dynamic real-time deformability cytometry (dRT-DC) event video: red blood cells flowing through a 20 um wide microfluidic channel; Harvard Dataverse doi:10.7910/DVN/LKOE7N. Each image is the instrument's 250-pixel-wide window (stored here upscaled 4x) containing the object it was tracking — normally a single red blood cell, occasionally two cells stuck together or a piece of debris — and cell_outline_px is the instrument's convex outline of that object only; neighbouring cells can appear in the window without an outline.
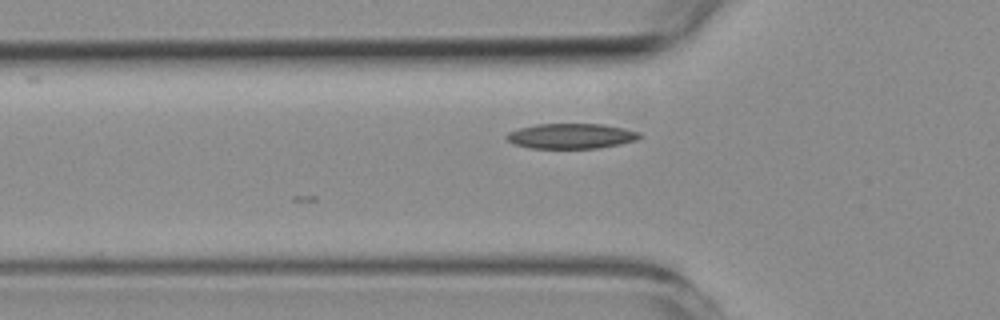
{"species": "common noctule bat (a hibernating species)", "species_latin": "Nyctalus noctula", "temperature_condition": "room temperature", "stored_images_in_passage": 7, "camera_frame_rate_fps": 3000, "um_per_image_px": 0.085, "animal": {"sex": "female", "body_mass_g": 19.3, "forearm_length_mm": 54.1}, "frame": {"image": 1, "passage_image": 3, "time_ms": 0.667, "image_size_px": [1000, 320], "cell_outline_px": [[644, 136], [636, 140], [620, 144], [600, 148], [528, 148], [516, 144], [508, 140], [504, 136], [508, 132], [520, 128], [536, 124], [604, 124], [624, 128], [640, 132]], "centroid_in_image_um": [48.58, 11.56], "position_along_channel_um": 77.2, "area_um2": 19.59}}
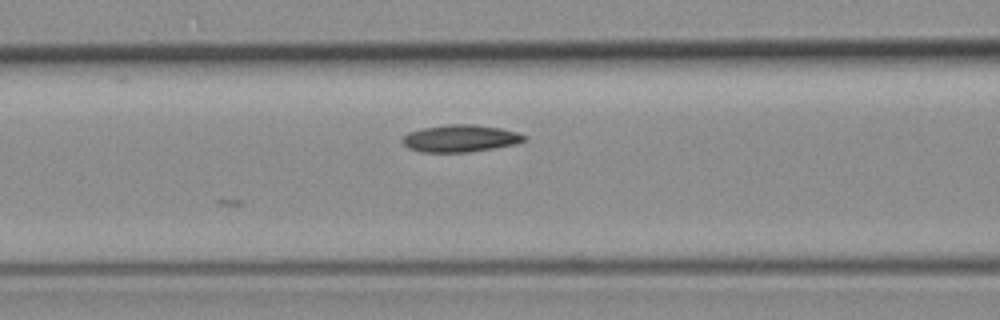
{"frame": {"image": 2, "passage_image": 7, "time_ms": 2.0, "image_size_px": [1000, 320], "cell_outline_px": [[524, 140], [516, 144], [468, 152], [420, 152], [408, 148], [400, 140], [408, 132], [420, 128], [444, 124], [476, 124], [500, 128], [516, 132], [524, 136]], "centroid_in_image_um": [39.05, 11.75], "position_along_channel_um": 127.5, "area_um2": 19.31}}